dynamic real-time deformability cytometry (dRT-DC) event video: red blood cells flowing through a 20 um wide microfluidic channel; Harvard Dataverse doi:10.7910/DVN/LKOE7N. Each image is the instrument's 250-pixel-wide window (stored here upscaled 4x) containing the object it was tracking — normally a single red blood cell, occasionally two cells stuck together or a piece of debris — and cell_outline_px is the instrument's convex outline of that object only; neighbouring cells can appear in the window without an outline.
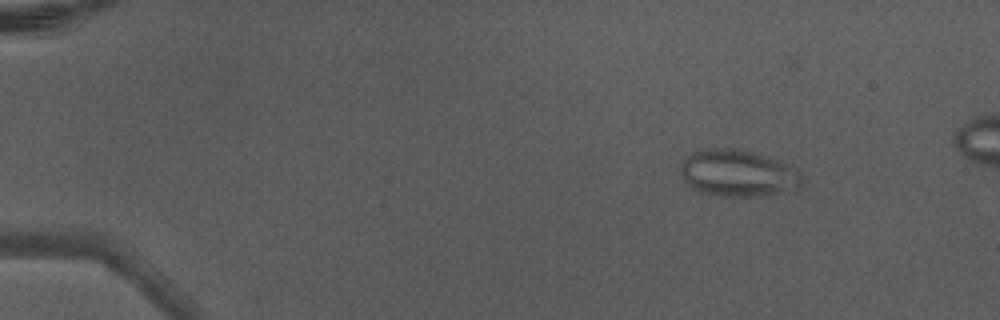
{"species": "Egyptian fruit bat (a non-hibernating species)", "species_latin": "Rousettus aegyptiacus", "temperature_condition": "warm", "stored_images_in_passage": 6, "camera_frame_rate_fps": 3000, "um_per_image_px": 0.085, "animal": {"sex": "male"}, "frame": {"image": 1, "passage_image": 2, "time_ms": 0.333, "image_size_px": [1000, 320], "cell_outline_px": [[800, 188], [796, 192], [760, 196], [716, 196], [700, 192], [692, 188], [684, 180], [680, 172], [680, 164], [692, 152], [704, 148], [732, 148], [752, 152], [776, 160], [792, 168], [800, 176]], "centroid_in_image_um": [62.69, 14.75], "position_along_channel_um": 22.3, "area_um2": 33.12}}
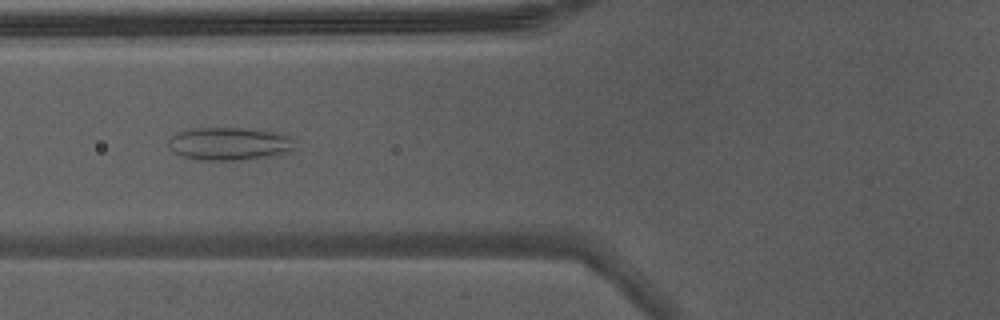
{"frame": {"image": 2, "passage_image": 6, "time_ms": 1.667, "image_size_px": [1000, 320], "cell_outline_px": [[296, 148], [280, 156], [240, 160], [196, 160], [180, 156], [172, 152], [168, 148], [168, 140], [172, 136], [180, 132], [196, 128], [244, 128], [272, 132], [296, 136]], "centroid_in_image_um": [19.57, 12.24], "position_along_channel_um": 106.2, "area_um2": 24.91}}